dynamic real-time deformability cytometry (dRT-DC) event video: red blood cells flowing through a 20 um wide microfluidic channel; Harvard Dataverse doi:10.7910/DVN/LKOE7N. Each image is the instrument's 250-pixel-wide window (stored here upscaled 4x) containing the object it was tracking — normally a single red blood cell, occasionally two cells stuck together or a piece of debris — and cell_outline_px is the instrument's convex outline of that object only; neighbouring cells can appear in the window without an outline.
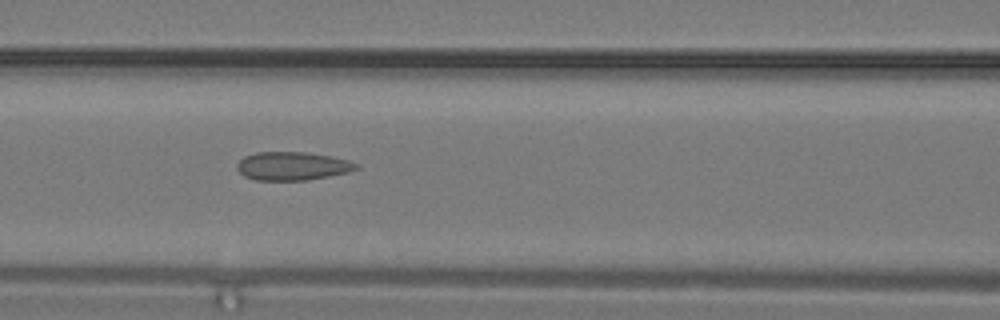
{"species": "common noctule bat (a hibernating species)", "species_latin": "Nyctalus noctula", "temperature_condition": "warm", "stored_images_in_passage": 13, "camera_frame_rate_fps": 3000, "um_per_image_px": 0.085, "animal": {"sex": "male", "body_mass_g": 19.2, "forearm_length_mm": 51.8}, "frame": {"image": 1, "passage_image": 10, "time_ms": 3.0, "image_size_px": [1000, 320], "cell_outline_px": [[360, 168], [348, 172], [308, 180], [256, 180], [244, 176], [236, 168], [236, 164], [244, 156], [256, 152], [308, 152], [332, 156], [348, 160], [360, 164]], "centroid_in_image_um": [24.87, 14.11], "position_along_channel_um": 141.7, "area_um2": 19.88}}
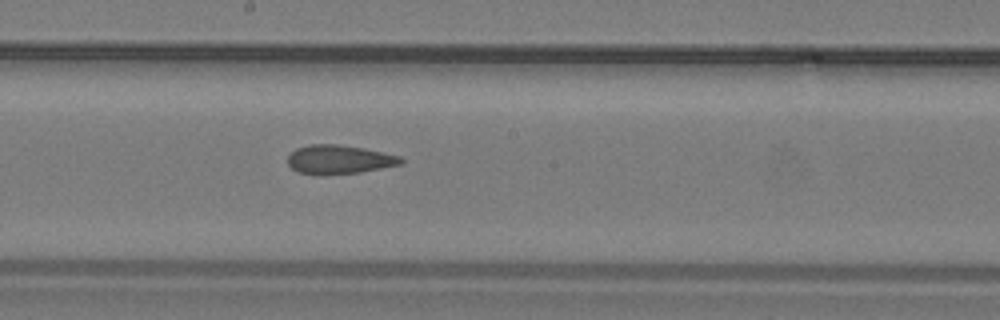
{"frame": {"image": 2, "passage_image": 13, "time_ms": 4.0, "image_size_px": [1000, 320], "cell_outline_px": [[404, 164], [360, 172], [324, 176], [296, 172], [288, 164], [288, 156], [296, 148], [312, 144], [336, 144], [364, 148], [384, 152], [400, 156], [404, 160]], "centroid_in_image_um": [28.84, 13.57], "position_along_channel_um": 219.4, "area_um2": 19.36}}